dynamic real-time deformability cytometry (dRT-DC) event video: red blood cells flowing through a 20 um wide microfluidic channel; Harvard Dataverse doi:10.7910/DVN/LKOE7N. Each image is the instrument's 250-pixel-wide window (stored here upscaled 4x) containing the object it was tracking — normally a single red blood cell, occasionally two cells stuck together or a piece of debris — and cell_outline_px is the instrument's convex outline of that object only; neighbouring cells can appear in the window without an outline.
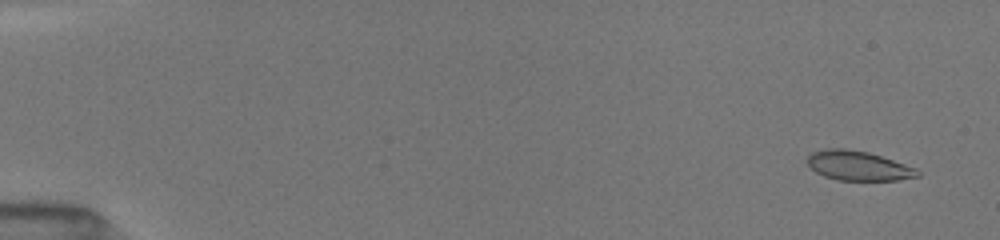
{"species": "common noctule bat (a hibernating species)", "species_latin": "Nyctalus noctula", "temperature_condition": "room temperature", "stored_images_in_passage": 52, "camera_frame_rate_fps": 3000, "um_per_image_px": 0.085, "animal": {"sex": "female", "body_mass_g": 19.5, "forearm_length_mm": 54.1}, "frame": {"image": 1, "passage_image": 3, "time_ms": 0.667, "image_size_px": [1000, 240], "cell_outline_px": [[920, 176], [896, 180], [836, 180], [824, 176], [816, 172], [808, 164], [808, 156], [812, 152], [828, 148], [848, 148], [868, 152], [916, 168], [920, 172]], "centroid_in_image_um": [72.94, 14.08], "position_along_channel_um": 12.1, "area_um2": 18.84}}
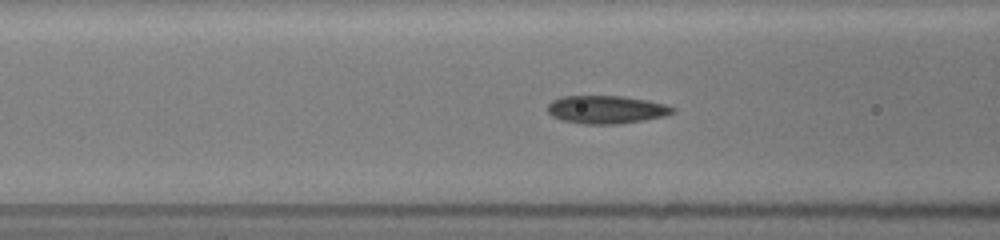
{"frame": {"image": 2, "passage_image": 22, "time_ms": 7.0, "image_size_px": [1000, 240], "cell_outline_px": [[676, 112], [664, 116], [644, 120], [616, 124], [584, 124], [560, 120], [552, 116], [548, 112], [548, 104], [552, 100], [560, 96], [624, 96], [648, 100], [668, 104], [676, 108]], "centroid_in_image_um": [51.56, 9.31], "position_along_channel_um": 115.0, "area_um2": 20.69}}
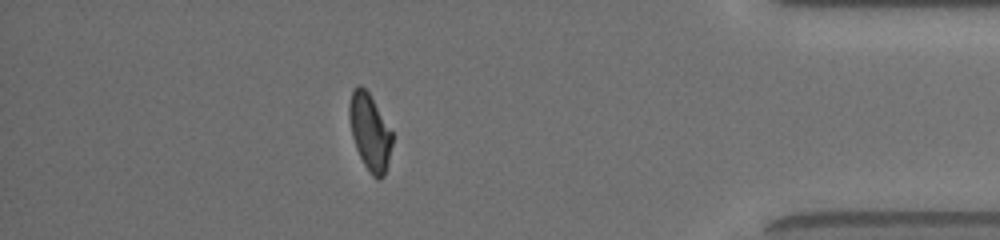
{"frame": {"image": 3, "passage_image": 46, "time_ms": 15.0, "image_size_px": [1000, 240], "cell_outline_px": [[392, 144], [388, 164], [384, 176], [380, 180], [376, 180], [372, 176], [364, 164], [356, 148], [352, 136], [348, 116], [348, 104], [352, 88], [356, 84], [360, 84], [368, 92], [392, 132]], "centroid_in_image_um": [31.41, 11.22], "position_along_channel_um": 403.8, "area_um2": 19.25}, "authors_computed_cell_mechanics": {"area_um2": 19.7676, "velocity_mm_per_s": 4.0367, "shape_relaxation_time_tau1_ms": 6.855, "shape_relaxation_time_tau2_ms": 1.6551, "deformation_change_tau1": 0.2155, "deformation_change_tau2": 0.0766}}